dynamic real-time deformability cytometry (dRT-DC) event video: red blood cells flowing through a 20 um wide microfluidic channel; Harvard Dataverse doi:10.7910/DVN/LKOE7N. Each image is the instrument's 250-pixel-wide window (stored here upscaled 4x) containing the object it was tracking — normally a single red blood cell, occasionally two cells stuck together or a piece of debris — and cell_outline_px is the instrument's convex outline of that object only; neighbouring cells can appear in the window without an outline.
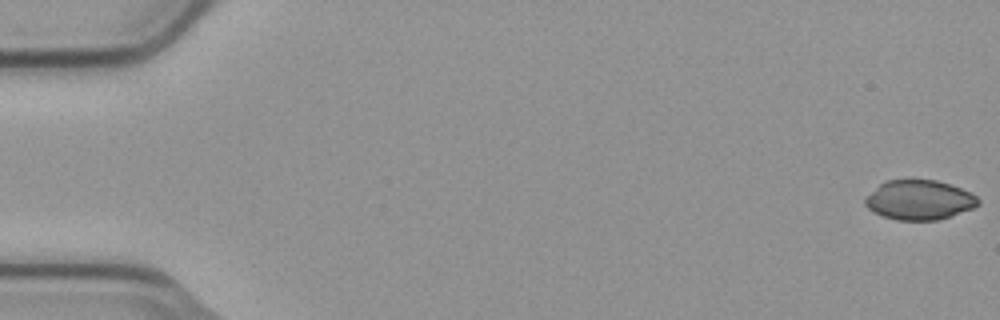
{"species": "common noctule bat (a hibernating species)", "species_latin": "Nyctalus noctula", "temperature_condition": "cold", "stored_images_in_passage": 7, "camera_frame_rate_fps": 3000, "um_per_image_px": 0.085, "animal": {"sex": "male", "body_mass_g": 23.1, "forearm_length_mm": 52.7}, "frame": {"image": 1, "passage_image": 1, "time_ms": 0.0, "image_size_px": [1000, 320], "cell_outline_px": [[980, 204], [972, 208], [936, 220], [896, 220], [872, 212], [864, 204], [864, 200], [880, 184], [888, 180], [936, 180], [960, 188], [976, 196], [980, 200]], "centroid_in_image_um": [78.12, 17.0], "position_along_channel_um": 6.9, "area_um2": 25.66}}
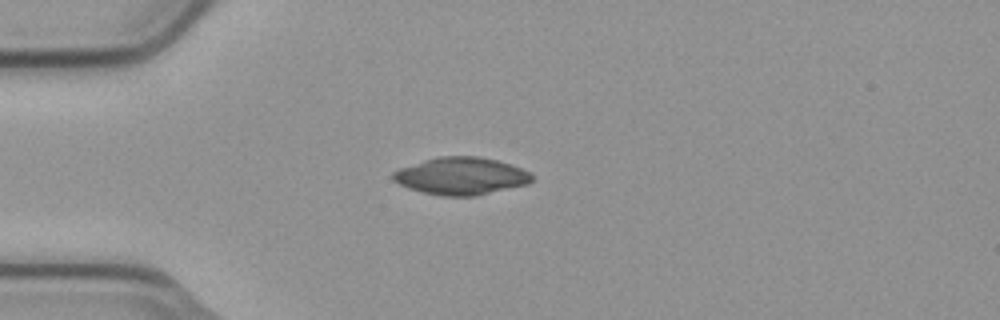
{"frame": {"image": 2, "passage_image": 5, "time_ms": 1.333, "image_size_px": [1000, 320], "cell_outline_px": [[532, 180], [528, 184], [476, 196], [440, 196], [408, 188], [392, 180], [392, 172], [400, 168], [424, 160], [440, 156], [476, 156], [496, 160], [512, 164], [532, 172]], "centroid_in_image_um": [39.21, 14.96], "position_along_channel_um": 45.8, "area_um2": 30.35}}